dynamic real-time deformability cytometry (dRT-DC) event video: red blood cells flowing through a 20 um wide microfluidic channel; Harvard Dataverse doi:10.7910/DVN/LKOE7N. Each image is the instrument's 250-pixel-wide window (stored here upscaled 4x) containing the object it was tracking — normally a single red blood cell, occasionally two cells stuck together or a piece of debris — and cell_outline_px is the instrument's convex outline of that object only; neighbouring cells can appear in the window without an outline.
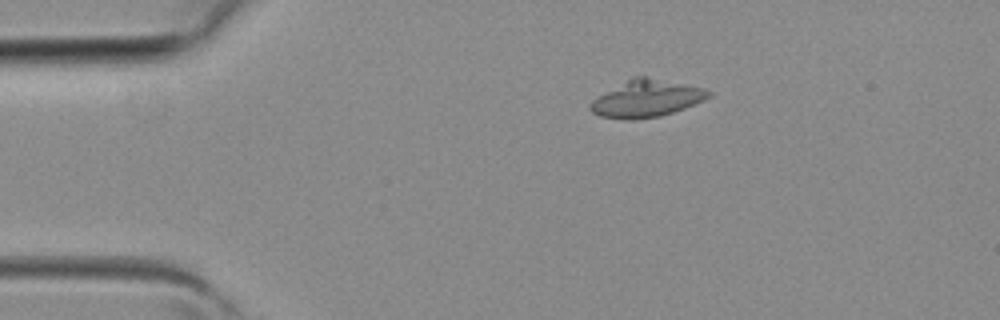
{"species": "common noctule bat (a hibernating species)", "species_latin": "Nyctalus noctula", "temperature_condition": "room temperature", "stored_images_in_passage": 3, "camera_frame_rate_fps": 3000, "um_per_image_px": 0.085, "animal": {"sex": "female", "body_mass_g": 19.3, "forearm_length_mm": 54.1}, "frame": {"image": 1, "passage_image": 2, "time_ms": 0.333, "image_size_px": [1000, 320], "cell_outline_px": [[712, 96], [704, 100], [684, 108], [660, 116], [636, 120], [628, 120], [600, 116], [592, 112], [588, 108], [588, 104], [592, 100], [632, 76], [644, 76], [704, 88], [712, 92]], "centroid_in_image_um": [54.93, 8.39], "position_along_channel_um": 30.1, "area_um2": 25.43}}